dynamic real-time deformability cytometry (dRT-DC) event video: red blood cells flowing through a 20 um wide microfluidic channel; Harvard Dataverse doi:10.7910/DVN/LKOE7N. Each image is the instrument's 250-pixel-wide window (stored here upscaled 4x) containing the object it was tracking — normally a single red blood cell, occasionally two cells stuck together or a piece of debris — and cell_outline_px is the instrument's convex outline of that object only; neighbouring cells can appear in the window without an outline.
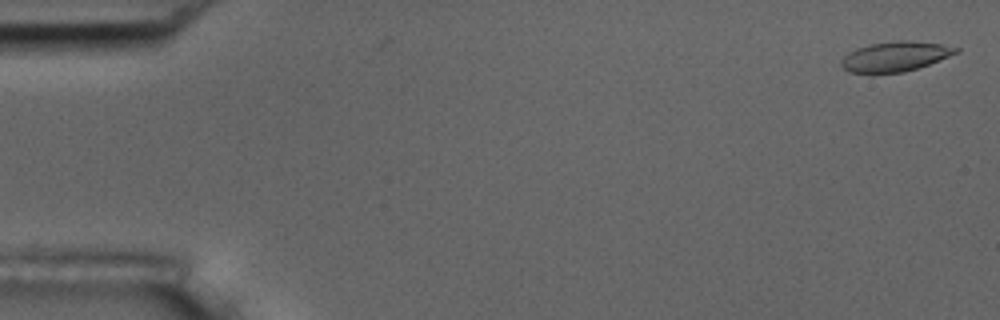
{"species": "common noctule bat (a hibernating species)", "species_latin": "Nyctalus noctula", "temperature_condition": "room temperature", "stored_images_in_passage": 4, "camera_frame_rate_fps": 3000, "um_per_image_px": 0.085, "animal": {"sex": "male", "body_mass_g": 17.5, "forearm_length_mm": 52.3}, "frame": {"image": 1, "passage_image": 2, "time_ms": 0.333, "image_size_px": [1000, 320], "cell_outline_px": [[960, 52], [928, 64], [904, 72], [848, 72], [840, 64], [840, 60], [844, 56], [856, 48], [872, 44], [896, 40], [908, 40], [940, 44], [960, 48]], "centroid_in_image_um": [76.1, 4.78], "position_along_channel_um": 8.9, "area_um2": 19.65}}